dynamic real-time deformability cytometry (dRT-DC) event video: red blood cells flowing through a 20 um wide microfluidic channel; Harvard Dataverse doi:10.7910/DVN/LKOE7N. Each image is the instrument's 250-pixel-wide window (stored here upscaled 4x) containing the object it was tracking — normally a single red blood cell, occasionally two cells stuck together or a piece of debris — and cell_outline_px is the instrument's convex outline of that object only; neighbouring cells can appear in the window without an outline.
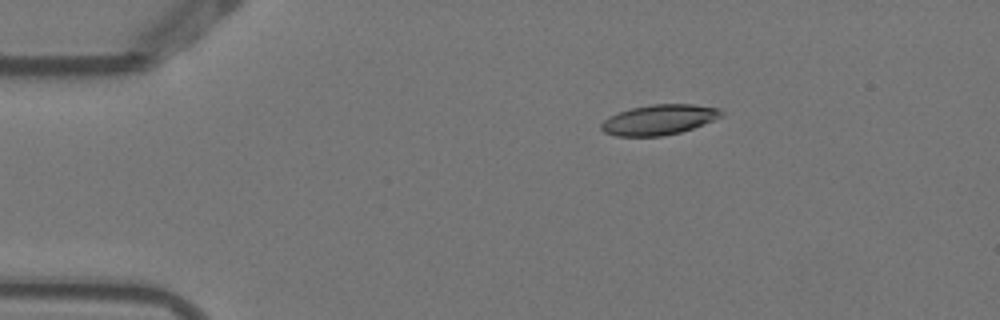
{"species": "Egyptian fruit bat (a non-hibernating species)", "species_latin": "Rousettus aegyptiacus", "temperature_condition": "warm", "stored_images_in_passage": 7, "camera_frame_rate_fps": 3000, "um_per_image_px": 0.085, "animal": {"sex": "female"}, "frame": {"image": 1, "passage_image": 2, "time_ms": 0.333, "image_size_px": [1000, 320], "cell_outline_px": [[724, 116], [692, 128], [680, 132], [664, 136], [616, 136], [604, 132], [600, 128], [600, 124], [608, 116], [632, 108], [652, 104], [692, 104], [720, 108], [724, 112]], "centroid_in_image_um": [56.03, 10.17], "position_along_channel_um": 29.0, "area_um2": 21.15}}
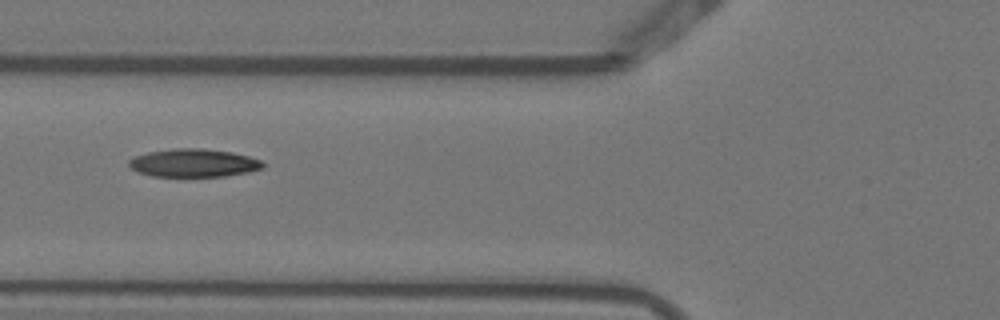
{"frame": {"image": 2, "passage_image": 5, "time_ms": 1.333, "image_size_px": [1000, 320], "cell_outline_px": [[264, 168], [248, 172], [224, 176], [152, 176], [136, 172], [128, 164], [128, 160], [136, 156], [148, 152], [172, 148], [204, 148], [232, 152], [248, 156], [260, 160], [264, 164]], "centroid_in_image_um": [16.45, 13.84], "position_along_channel_um": 109.4, "area_um2": 21.96}}
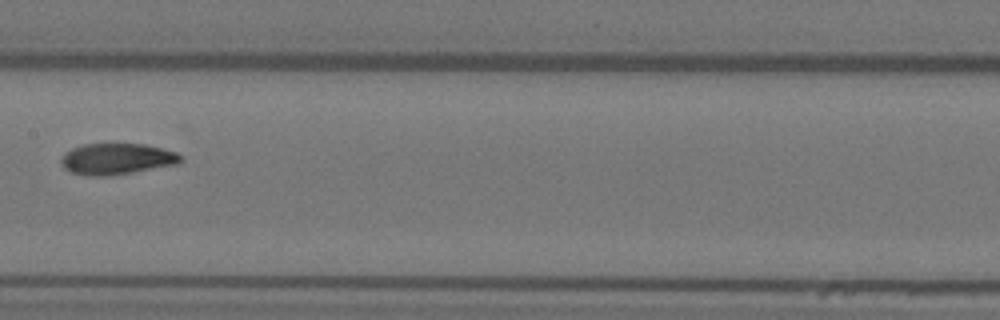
{"frame": {"image": 3, "passage_image": 7, "time_ms": 2.0, "image_size_px": [1000, 320], "cell_outline_px": [[184, 160], [176, 164], [132, 172], [108, 176], [88, 176], [72, 172], [64, 168], [60, 164], [60, 160], [64, 152], [72, 148], [84, 144], [144, 144], [176, 152], [184, 156]], "centroid_in_image_um": [9.91, 13.51], "position_along_channel_um": 197.5, "area_um2": 21.73}}